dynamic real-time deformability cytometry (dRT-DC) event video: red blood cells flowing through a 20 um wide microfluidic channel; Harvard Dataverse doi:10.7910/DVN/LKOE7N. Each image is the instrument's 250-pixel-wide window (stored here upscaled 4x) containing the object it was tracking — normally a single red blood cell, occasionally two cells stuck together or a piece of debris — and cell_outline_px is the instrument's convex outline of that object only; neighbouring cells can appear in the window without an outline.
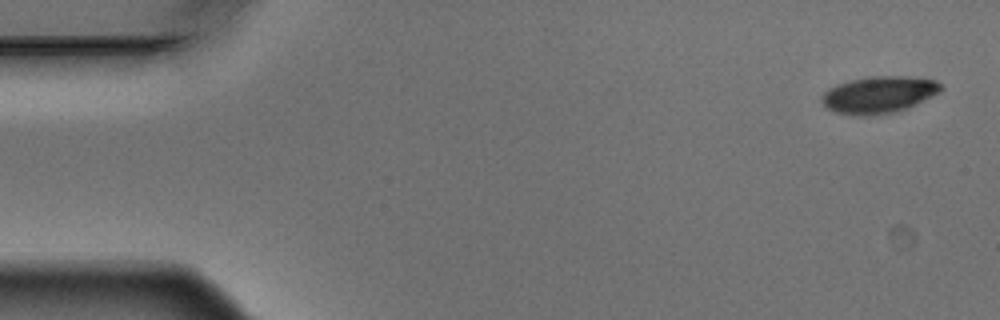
{"species": "Egyptian fruit bat (a non-hibernating species)", "species_latin": "Rousettus aegyptiacus", "temperature_condition": "warm", "stored_images_in_passage": 4, "camera_frame_rate_fps": 3000, "um_per_image_px": 0.085, "animal": {"sex": "male"}, "frame": {"image": 1, "passage_image": 1, "time_ms": 0.0, "image_size_px": [1000, 320], "cell_outline_px": [[944, 88], [940, 92], [908, 108], [896, 112], [872, 116], [856, 116], [836, 112], [828, 108], [820, 100], [820, 96], [828, 88], [836, 84], [868, 76], [908, 76], [936, 80]], "centroid_in_image_um": [74.7, 8.05], "position_along_channel_um": 10.3, "area_um2": 25.89}}
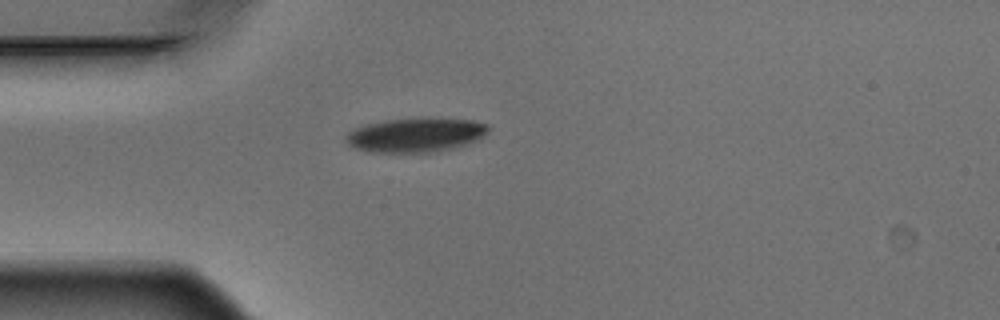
{"frame": {"image": 2, "passage_image": 4, "time_ms": 1.0, "image_size_px": [1000, 320], "cell_outline_px": [[492, 128], [480, 140], [452, 148], [428, 152], [368, 152], [356, 148], [348, 144], [344, 136], [348, 132], [356, 128], [368, 124], [388, 120], [472, 120], [488, 124]], "centroid_in_image_um": [35.35, 11.5], "position_along_channel_um": 49.6, "area_um2": 27.63}}